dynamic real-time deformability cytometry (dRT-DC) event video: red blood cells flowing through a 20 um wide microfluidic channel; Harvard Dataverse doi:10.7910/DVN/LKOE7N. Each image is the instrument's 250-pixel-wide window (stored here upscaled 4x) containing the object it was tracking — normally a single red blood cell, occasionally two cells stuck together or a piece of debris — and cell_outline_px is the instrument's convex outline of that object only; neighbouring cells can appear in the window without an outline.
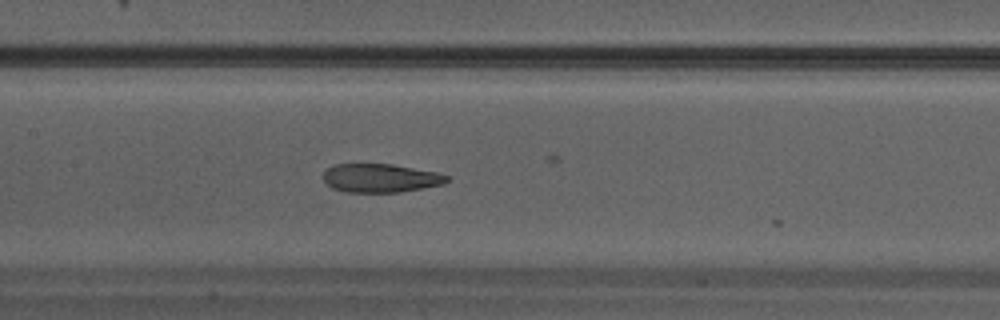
{"species": "Egyptian fruit bat (a non-hibernating species)", "species_latin": "Rousettus aegyptiacus", "temperature_condition": "warm", "stored_images_in_passage": 15, "camera_frame_rate_fps": 3000, "um_per_image_px": 0.085, "animal": {"sex": "male"}, "frame": {"image": 1, "passage_image": 10, "time_ms": 3.0, "image_size_px": [1000, 320], "cell_outline_px": [[448, 180], [444, 184], [400, 192], [344, 192], [332, 188], [324, 180], [324, 172], [332, 164], [392, 164], [436, 172], [448, 176]], "centroid_in_image_um": [32.33, 15.13], "position_along_channel_um": 175.1, "area_um2": 20.52}}
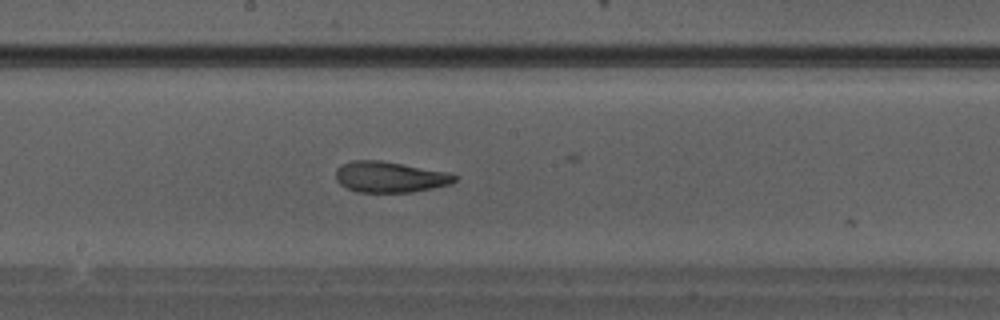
{"frame": {"image": 2, "passage_image": 12, "time_ms": 3.667, "image_size_px": [1000, 320], "cell_outline_px": [[456, 180], [452, 184], [412, 192], [356, 192], [340, 184], [336, 180], [336, 168], [340, 164], [352, 160], [380, 160], [448, 172], [456, 176]], "centroid_in_image_um": [33.11, 15.04], "position_along_channel_um": 215.1, "area_um2": 21.44}}